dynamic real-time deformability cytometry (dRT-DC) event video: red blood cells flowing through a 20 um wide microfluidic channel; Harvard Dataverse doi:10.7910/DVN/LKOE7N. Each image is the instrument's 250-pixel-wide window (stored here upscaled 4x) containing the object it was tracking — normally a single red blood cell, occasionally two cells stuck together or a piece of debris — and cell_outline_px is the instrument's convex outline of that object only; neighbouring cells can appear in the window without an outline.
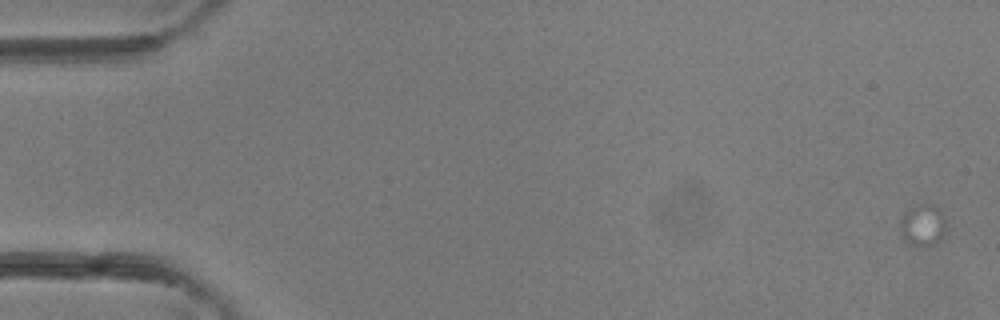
{"species": "common noctule bat (a hibernating species)", "species_latin": "Nyctalus noctula", "temperature_condition": "room temperature", "stored_images_in_passage": 3, "camera_frame_rate_fps": 3000, "um_per_image_px": 0.085, "animal": {"sex": "female"}, "frame": {"image": 1, "passage_image": 1, "time_ms": 0.0, "image_size_px": [1000, 320], "cell_outline_px": [[944, 240], [928, 248], [920, 248], [904, 240], [900, 232], [900, 220], [904, 212], [912, 208], [924, 204], [932, 204], [944, 216]], "centroid_in_image_um": [78.44, 19.22], "position_along_channel_um": 6.6, "area_um2": 11.33}}